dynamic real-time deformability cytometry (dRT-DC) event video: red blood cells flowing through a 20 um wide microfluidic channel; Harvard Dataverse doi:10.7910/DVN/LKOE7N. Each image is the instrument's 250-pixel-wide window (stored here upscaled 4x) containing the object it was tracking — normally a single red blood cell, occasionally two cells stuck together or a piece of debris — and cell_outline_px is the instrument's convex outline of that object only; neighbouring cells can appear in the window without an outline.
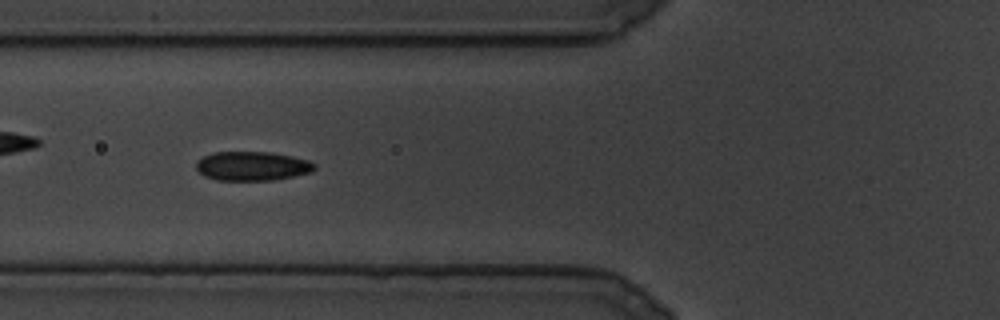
{"species": "common noctule bat (a hibernating species)", "species_latin": "Nyctalus noctula", "temperature_condition": "cold", "stored_images_in_passage": 80, "camera_frame_rate_fps": 3000, "um_per_image_px": 0.085, "animal": {"sex": "male", "body_mass_g": 19.5, "forearm_length_mm": 54.6}, "frame": {"image": 1, "passage_image": 12, "time_ms": 3.667, "image_size_px": [1000, 320], "cell_outline_px": [[316, 168], [312, 172], [272, 180], [216, 180], [204, 176], [196, 168], [196, 160], [212, 152], [272, 152], [292, 156], [308, 160], [316, 164]], "centroid_in_image_um": [21.43, 14.11], "position_along_channel_um": 104.4, "area_um2": 20.17}}
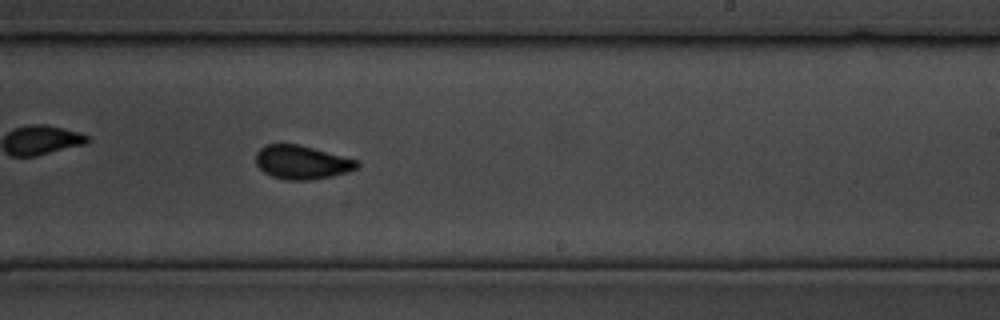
{"frame": {"image": 2, "passage_image": 38, "time_ms": 12.333, "image_size_px": [1000, 320], "cell_outline_px": [[360, 164], [356, 168], [348, 172], [332, 176], [308, 180], [284, 180], [272, 176], [264, 172], [256, 164], [256, 152], [264, 144], [300, 144], [356, 160]], "centroid_in_image_um": [25.62, 13.79], "position_along_channel_um": 263.4, "area_um2": 19.83}}
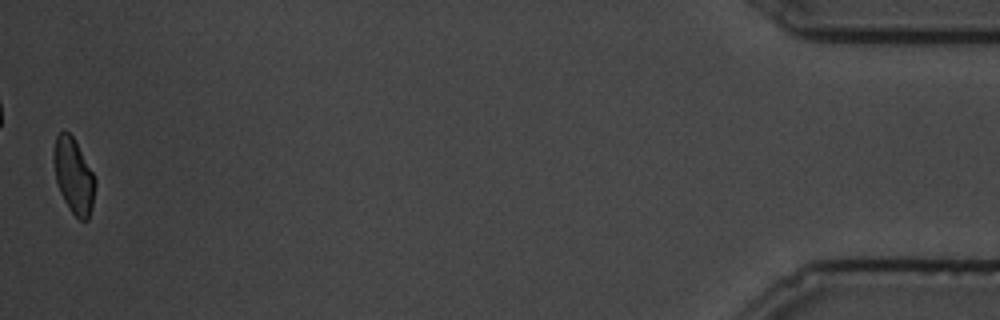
{"frame": {"image": 3, "passage_image": 79, "time_ms": 26.0, "image_size_px": [1000, 320], "cell_outline_px": [[96, 184], [92, 204], [88, 220], [80, 220], [68, 208], [60, 192], [56, 180], [52, 160], [52, 152], [56, 136], [64, 128], [72, 136], [92, 172], [96, 180]], "centroid_in_image_um": [6.23, 14.93], "position_along_channel_um": 429.0, "area_um2": 18.09}}